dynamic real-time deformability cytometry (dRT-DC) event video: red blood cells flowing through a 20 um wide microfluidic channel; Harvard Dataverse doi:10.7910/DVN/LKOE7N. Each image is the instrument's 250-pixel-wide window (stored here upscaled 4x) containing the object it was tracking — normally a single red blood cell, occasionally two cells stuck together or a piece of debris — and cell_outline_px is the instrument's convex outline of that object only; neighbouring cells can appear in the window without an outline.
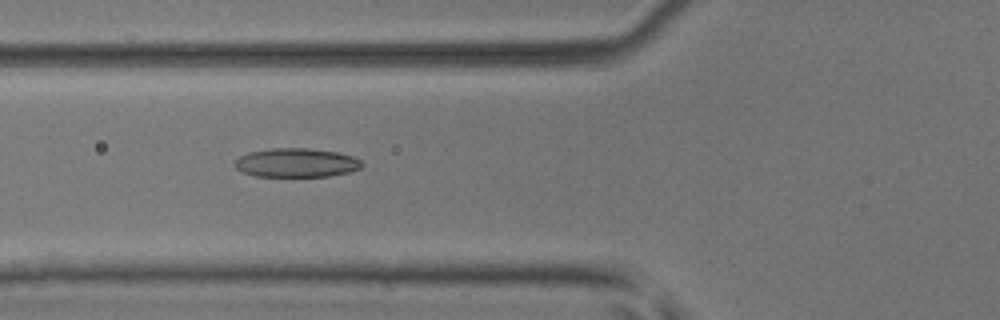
{"species": "common noctule bat (a hibernating species)", "species_latin": "Nyctalus noctula", "temperature_condition": "room temperature", "stored_images_in_passage": 7, "camera_frame_rate_fps": 3000, "um_per_image_px": 0.085, "animal": {"sex": "male", "body_mass_g": 17.9, "forearm_length_mm": 54.2}, "frame": {"image": 1, "passage_image": 5, "time_ms": 1.333, "image_size_px": [1000, 320], "cell_outline_px": [[364, 164], [360, 168], [348, 172], [328, 176], [256, 176], [240, 172], [236, 168], [236, 160], [240, 156], [248, 152], [272, 148], [308, 148], [340, 152], [352, 156], [360, 160]], "centroid_in_image_um": [25.19, 13.82], "position_along_channel_um": 100.6, "area_um2": 21.44}}
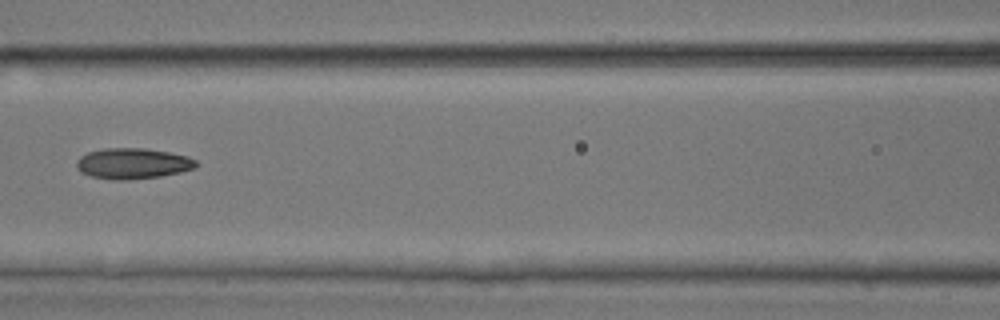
{"frame": {"image": 2, "passage_image": 6, "time_ms": 1.667, "image_size_px": [1000, 320], "cell_outline_px": [[200, 164], [196, 168], [180, 172], [160, 176], [128, 180], [116, 180], [92, 176], [80, 172], [76, 168], [76, 160], [80, 156], [88, 152], [104, 148], [144, 148], [168, 152], [188, 156], [196, 160]], "centroid_in_image_um": [11.29, 13.89], "position_along_channel_um": 155.3, "area_um2": 21.56}}